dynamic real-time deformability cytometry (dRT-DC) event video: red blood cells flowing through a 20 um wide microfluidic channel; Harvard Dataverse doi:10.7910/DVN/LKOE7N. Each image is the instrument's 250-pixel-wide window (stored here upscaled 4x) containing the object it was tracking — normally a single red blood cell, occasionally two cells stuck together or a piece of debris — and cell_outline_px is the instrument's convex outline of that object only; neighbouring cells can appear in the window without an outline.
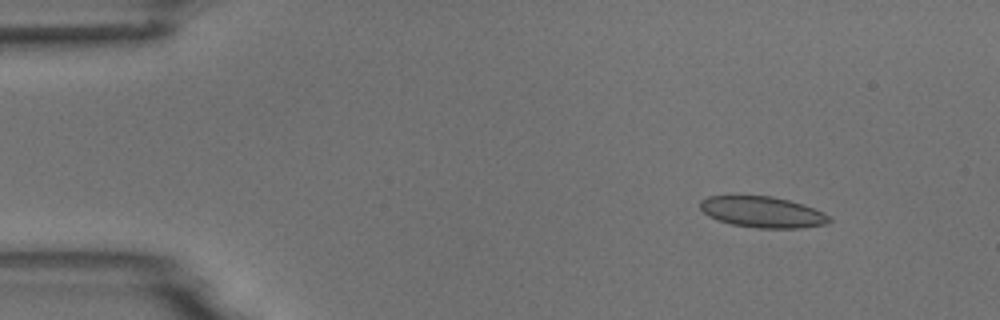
{"species": "common noctule bat (a hibernating species)", "species_latin": "Nyctalus noctula", "temperature_condition": "room temperature", "stored_images_in_passage": 6, "camera_frame_rate_fps": 3000, "um_per_image_px": 0.085, "animal": {"sex": "male", "body_mass_g": 18.8}, "frame": {"image": 1, "passage_image": 2, "time_ms": 1.333, "image_size_px": [1000, 320], "cell_outline_px": [[832, 220], [824, 224], [800, 228], [756, 228], [732, 224], [708, 216], [700, 208], [700, 200], [708, 196], [772, 196], [788, 200], [824, 212]], "centroid_in_image_um": [64.79, 18.02], "position_along_channel_um": 20.2, "area_um2": 23.06}}
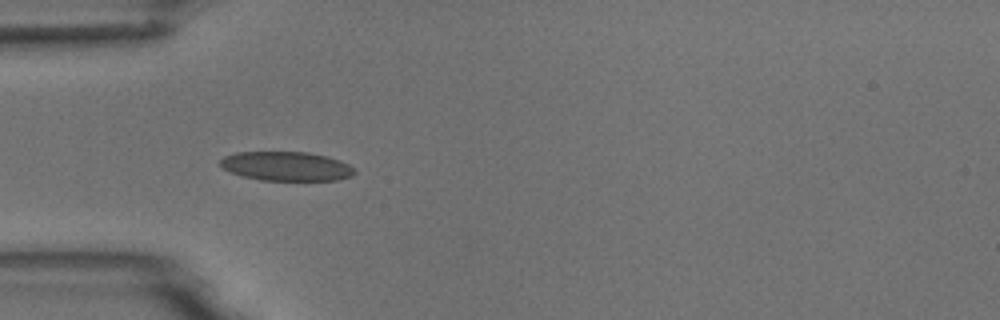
{"frame": {"image": 2, "passage_image": 5, "time_ms": 4.667, "image_size_px": [1000, 320], "cell_outline_px": [[356, 172], [352, 176], [336, 180], [260, 180], [244, 176], [232, 172], [224, 168], [220, 164], [220, 160], [224, 156], [236, 152], [308, 152], [328, 156], [340, 160], [348, 164]], "centroid_in_image_um": [24.36, 14.12], "position_along_channel_um": 60.6, "area_um2": 22.72}}